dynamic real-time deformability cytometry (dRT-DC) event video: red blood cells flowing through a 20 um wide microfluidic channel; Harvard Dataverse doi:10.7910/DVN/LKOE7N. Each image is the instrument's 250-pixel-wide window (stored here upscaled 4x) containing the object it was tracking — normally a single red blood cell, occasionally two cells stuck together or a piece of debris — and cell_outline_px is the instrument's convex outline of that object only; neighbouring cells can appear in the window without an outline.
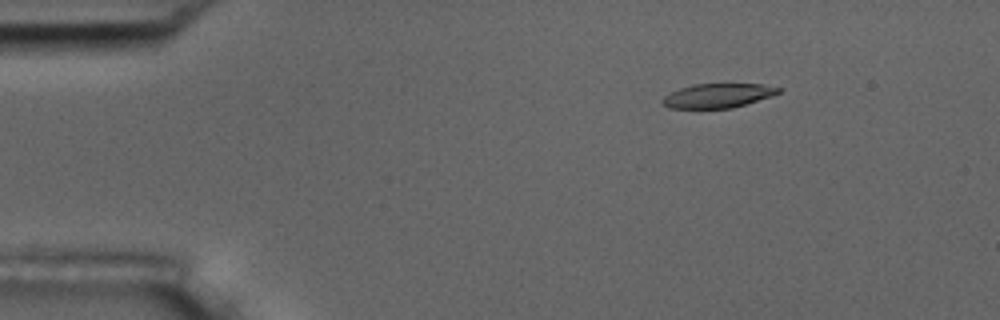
{"species": "common noctule bat (a hibernating species)", "species_latin": "Nyctalus noctula", "temperature_condition": "room temperature", "stored_images_in_passage": 4, "camera_frame_rate_fps": 3000, "um_per_image_px": 0.085, "animal": {"sex": "male", "body_mass_g": 17.5, "forearm_length_mm": 52.3}, "frame": {"image": 1, "passage_image": 2, "time_ms": 2.0, "image_size_px": [1000, 320], "cell_outline_px": [[784, 88], [780, 92], [772, 96], [732, 108], [668, 108], [660, 100], [664, 96], [680, 88], [692, 84], [764, 84]], "centroid_in_image_um": [61.05, 8.12], "position_along_channel_um": 24.0, "area_um2": 16.42}}